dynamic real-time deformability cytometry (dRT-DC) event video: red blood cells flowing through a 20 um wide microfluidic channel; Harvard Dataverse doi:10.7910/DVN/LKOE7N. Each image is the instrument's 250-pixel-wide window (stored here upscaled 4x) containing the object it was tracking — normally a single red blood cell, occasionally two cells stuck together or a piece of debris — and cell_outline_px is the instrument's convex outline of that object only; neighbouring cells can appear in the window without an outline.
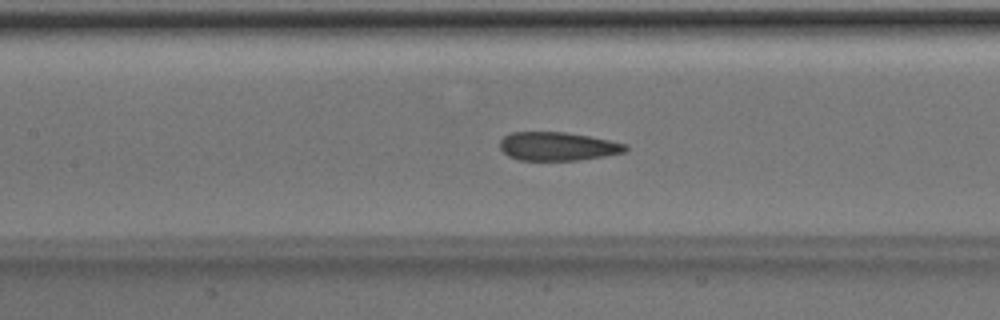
{"species": "Egyptian fruit bat (a non-hibernating species)", "species_latin": "Rousettus aegyptiacus", "temperature_condition": "room temperature", "stored_images_in_passage": 49, "camera_frame_rate_fps": 3000, "um_per_image_px": 0.085, "animal": {"sex": "male"}, "frame": {"image": 1, "passage_image": 22, "time_ms": 7.0, "image_size_px": [1000, 320], "cell_outline_px": [[628, 148], [624, 152], [604, 156], [576, 160], [520, 160], [508, 156], [500, 148], [500, 140], [504, 136], [512, 132], [564, 132], [588, 136], [628, 144]], "centroid_in_image_um": [47.39, 12.44], "position_along_channel_um": 160.0, "area_um2": 20.75}}
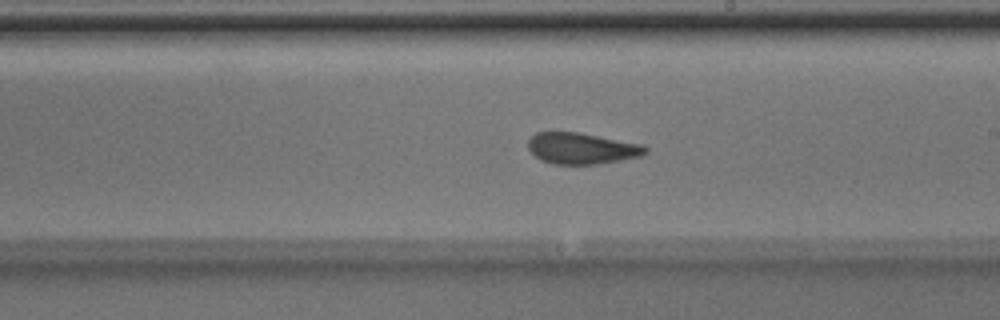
{"frame": {"image": 2, "passage_image": 28, "time_ms": 9.0, "image_size_px": [1000, 320], "cell_outline_px": [[648, 152], [640, 156], [600, 164], [552, 164], [540, 160], [528, 148], [528, 140], [536, 132], [580, 132], [644, 144], [648, 148]], "centroid_in_image_um": [49.47, 12.61], "position_along_channel_um": 239.5, "area_um2": 21.56}}
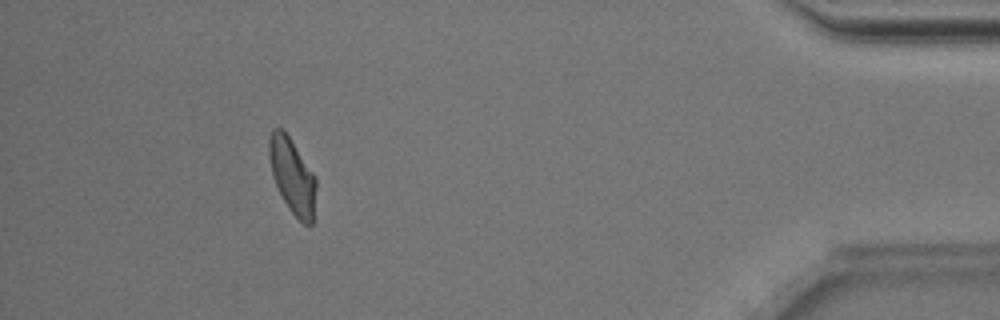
{"frame": {"image": 3, "passage_image": 45, "time_ms": 14.667, "image_size_px": [1000, 320], "cell_outline_px": [[316, 188], [312, 224], [304, 224], [288, 208], [272, 176], [268, 152], [268, 140], [272, 128], [284, 128], [316, 176]], "centroid_in_image_um": [24.84, 14.89], "position_along_channel_um": 410.4, "area_um2": 20.69}, "authors_computed_cell_mechanics": {"area_um2": 21.9062, "velocity_mm_per_s": 4.0029, "shape_relaxation_time_tau1_ms": null, "shape_relaxation_time_tau2_ms": 1.7207, "deformation_change_tau1": null, "deformation_change_tau2": 0.0806}}